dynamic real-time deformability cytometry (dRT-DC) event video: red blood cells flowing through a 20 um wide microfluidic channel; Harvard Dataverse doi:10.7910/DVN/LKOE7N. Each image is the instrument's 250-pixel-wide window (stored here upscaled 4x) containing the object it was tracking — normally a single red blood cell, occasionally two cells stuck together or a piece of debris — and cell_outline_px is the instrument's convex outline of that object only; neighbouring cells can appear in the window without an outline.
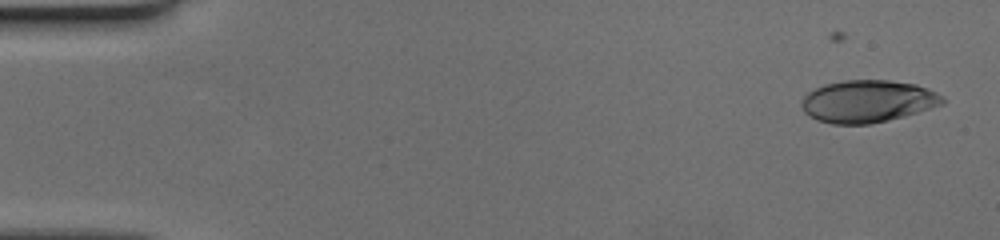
{"species": "human", "species_latin": "Homo sapiens", "temperature_condition": "cold", "stored_images_in_passage": 8, "camera_frame_rate_fps": 3000, "um_per_image_px": 0.085, "donor": {"sex": "female"}, "frame": {"image": 1, "passage_image": 1, "time_ms": 0.0, "image_size_px": [1000, 240], "cell_outline_px": [[948, 100], [944, 104], [904, 116], [888, 120], [868, 124], [832, 124], [816, 120], [804, 112], [800, 104], [800, 100], [808, 92], [824, 84], [844, 80], [888, 80], [916, 84], [928, 88], [944, 96]], "centroid_in_image_um": [73.76, 8.61], "position_along_channel_um": 11.2, "area_um2": 35.03}}